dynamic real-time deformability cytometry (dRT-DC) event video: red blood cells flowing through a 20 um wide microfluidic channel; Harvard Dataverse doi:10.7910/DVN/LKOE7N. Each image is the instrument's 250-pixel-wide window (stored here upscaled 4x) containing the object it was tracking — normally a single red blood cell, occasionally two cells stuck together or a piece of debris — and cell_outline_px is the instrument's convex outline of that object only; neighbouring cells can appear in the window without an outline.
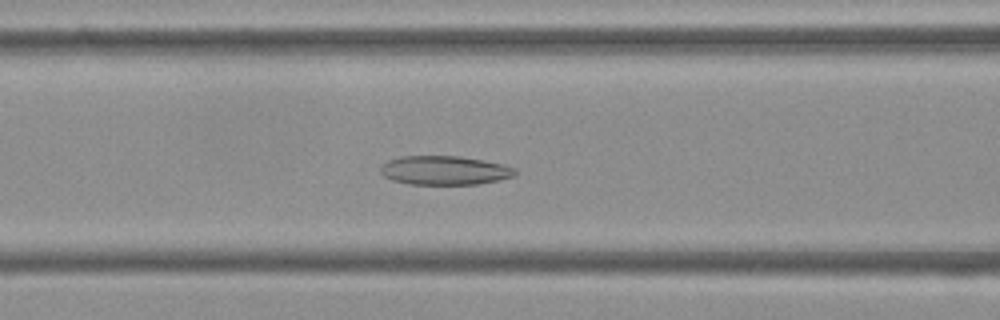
{"species": "Egyptian fruit bat (a non-hibernating species)", "species_latin": "Rousettus aegyptiacus", "temperature_condition": "cold", "stored_images_in_passage": 54, "camera_frame_rate_fps": 3000, "um_per_image_px": 0.085, "frame": {"image": 1, "passage_image": 22, "time_ms": 7.0, "image_size_px": [1000, 320], "cell_outline_px": [[520, 172], [516, 176], [476, 184], [408, 184], [392, 180], [384, 176], [380, 172], [380, 168], [388, 160], [400, 156], [460, 156], [484, 160], [504, 164], [516, 168]], "centroid_in_image_um": [37.83, 14.47], "position_along_channel_um": 128.8, "area_um2": 22.89}}
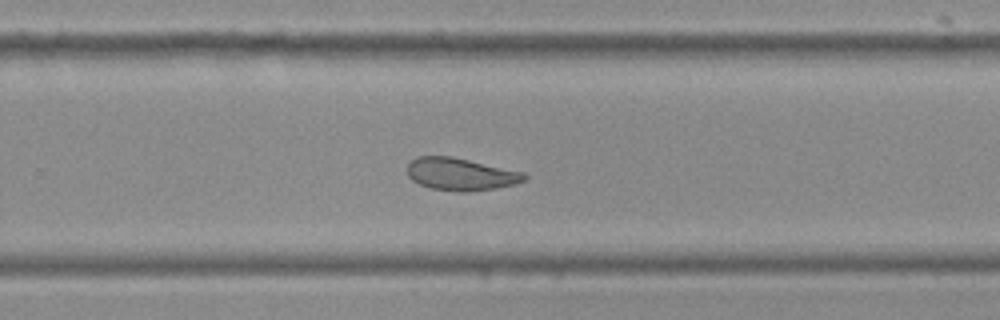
{"frame": {"image": 2, "passage_image": 35, "time_ms": 11.333, "image_size_px": [1000, 320], "cell_outline_px": [[528, 176], [524, 180], [516, 184], [496, 188], [464, 192], [460, 192], [432, 188], [420, 184], [412, 180], [408, 176], [408, 164], [416, 156], [452, 156], [524, 172]], "centroid_in_image_um": [39.17, 14.8], "position_along_channel_um": 290.6, "area_um2": 22.08}}
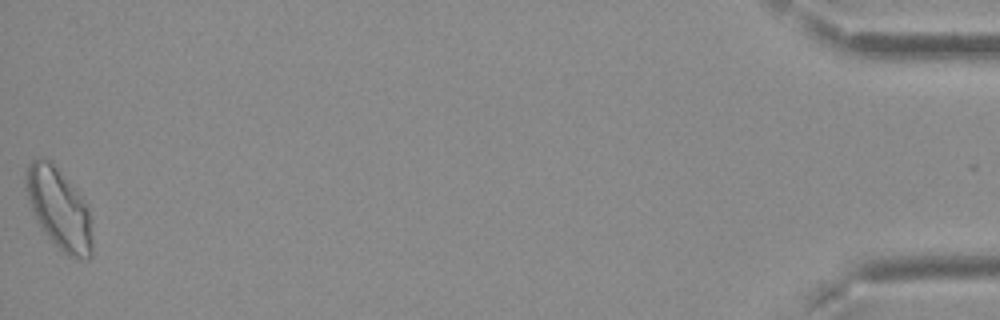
{"frame": {"image": 3, "passage_image": 54, "time_ms": 17.667, "image_size_px": [1000, 320], "cell_outline_px": [[92, 256], [88, 260], [68, 256], [40, 228], [32, 212], [24, 188], [24, 176], [28, 164], [32, 160], [40, 156], [44, 156], [52, 160], [88, 204], [92, 236]], "centroid_in_image_um": [4.99, 17.68], "position_along_channel_um": 430.2, "area_um2": 31.91}, "authors_computed_cell_mechanics": {"area_um2": 24.5072, "velocity_mm_per_s": 3.7342, "shape_relaxation_time_tau1_ms": null, "shape_relaxation_time_tau2_ms": 2.7188, "deformation_change_tau1": null, "deformation_change_tau2": 0.0914}}